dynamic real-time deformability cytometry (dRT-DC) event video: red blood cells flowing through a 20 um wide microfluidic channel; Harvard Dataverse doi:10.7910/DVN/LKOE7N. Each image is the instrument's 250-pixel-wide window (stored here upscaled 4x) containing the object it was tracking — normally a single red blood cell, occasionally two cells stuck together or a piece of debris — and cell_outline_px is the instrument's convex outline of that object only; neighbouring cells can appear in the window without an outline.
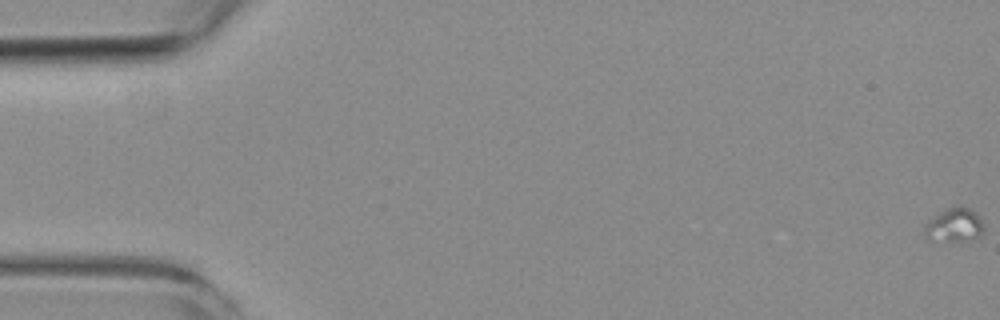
{"species": "common noctule bat (a hibernating species)", "species_latin": "Nyctalus noctula", "temperature_condition": "room temperature", "stored_images_in_passage": 6, "camera_frame_rate_fps": 3000, "um_per_image_px": 0.085, "animal": {"sex": "female", "body_mass_g": 19.3, "forearm_length_mm": 54.1}, "frame": {"image": 1, "passage_image": 1, "time_ms": 0.0, "image_size_px": [1000, 320], "cell_outline_px": [[984, 232], [980, 236], [960, 240], [928, 240], [924, 236], [924, 224], [948, 208], [968, 208], [980, 216], [984, 224]], "centroid_in_image_um": [81.12, 19.16], "position_along_channel_um": 3.9, "area_um2": 11.27}}